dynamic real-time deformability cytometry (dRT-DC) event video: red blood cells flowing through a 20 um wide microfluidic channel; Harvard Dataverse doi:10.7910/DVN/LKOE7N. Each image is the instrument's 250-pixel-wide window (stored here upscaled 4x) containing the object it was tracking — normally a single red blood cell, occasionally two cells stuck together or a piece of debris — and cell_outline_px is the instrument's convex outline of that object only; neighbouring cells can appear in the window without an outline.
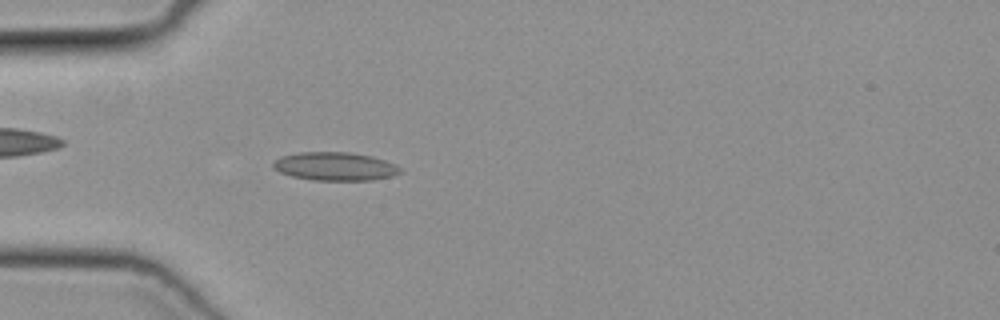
{"species": "common noctule bat (a hibernating species)", "species_latin": "Nyctalus noctula", "temperature_condition": "cold", "stored_images_in_passage": 40, "camera_frame_rate_fps": 3000, "um_per_image_px": 0.085, "animal": {"sex": "female", "body_mass_g": 19.3, "forearm_length_mm": 54.1}, "frame": {"image": 1, "passage_image": 6, "time_ms": 1.667, "image_size_px": [1000, 320], "cell_outline_px": [[400, 172], [392, 176], [372, 180], [312, 180], [292, 176], [280, 172], [272, 168], [272, 164], [280, 156], [300, 152], [348, 152], [372, 156], [396, 164], [400, 168]], "centroid_in_image_um": [28.46, 14.14], "position_along_channel_um": 56.5, "area_um2": 20.98}}
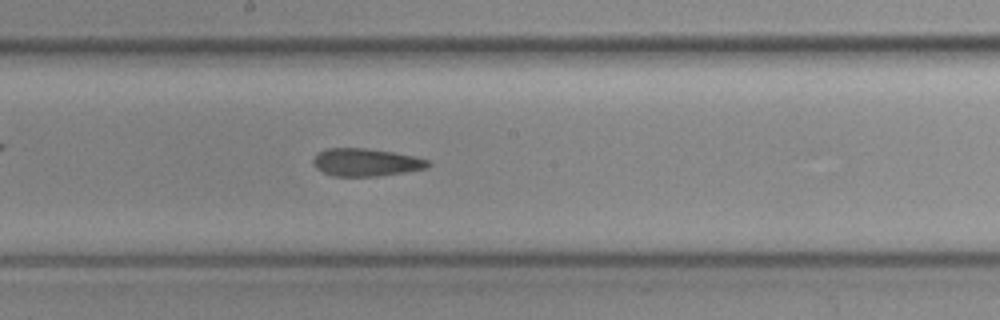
{"frame": {"image": 2, "passage_image": 18, "time_ms": 5.667, "image_size_px": [1000, 320], "cell_outline_px": [[432, 164], [428, 168], [380, 176], [332, 176], [316, 168], [312, 160], [316, 152], [328, 148], [364, 148], [392, 152], [416, 156], [432, 160]], "centroid_in_image_um": [31.14, 13.79], "position_along_channel_um": 217.1, "area_um2": 18.79}}
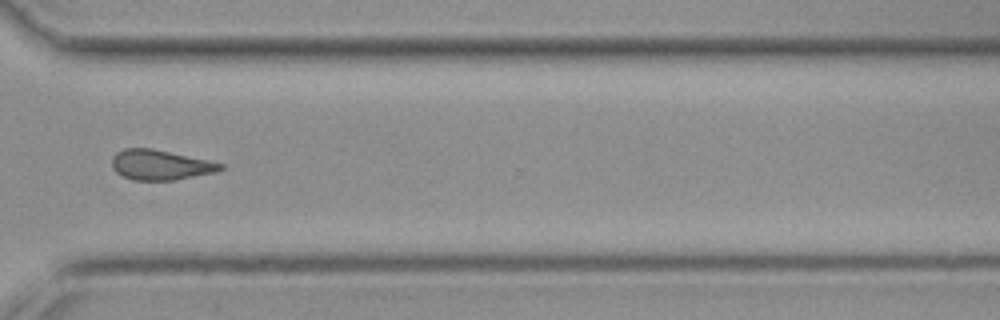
{"frame": {"image": 3, "passage_image": 28, "time_ms": 9.0, "image_size_px": [1000, 320], "cell_outline_px": [[224, 168], [216, 172], [172, 180], [132, 180], [120, 176], [112, 168], [112, 156], [116, 152], [124, 148], [152, 148], [208, 160], [224, 164]], "centroid_in_image_um": [13.59, 14.01], "position_along_channel_um": 357.0, "area_um2": 19.07}}